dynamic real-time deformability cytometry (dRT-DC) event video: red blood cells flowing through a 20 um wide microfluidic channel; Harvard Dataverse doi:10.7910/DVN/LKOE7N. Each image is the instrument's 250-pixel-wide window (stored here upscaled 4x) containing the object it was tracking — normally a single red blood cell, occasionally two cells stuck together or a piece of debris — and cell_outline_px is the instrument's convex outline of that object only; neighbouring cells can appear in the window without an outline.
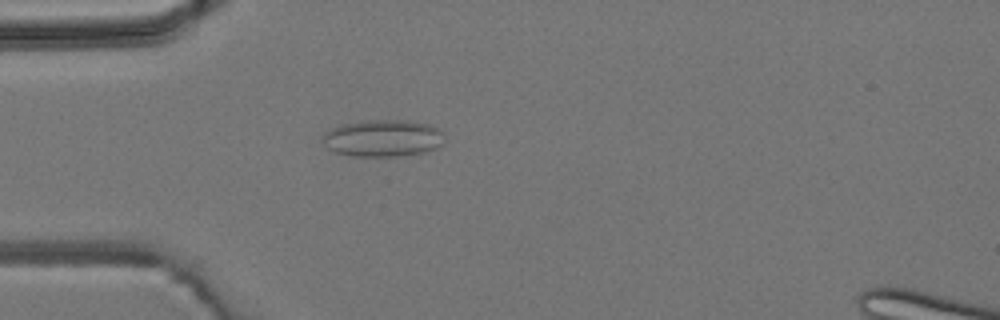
{"species": "common noctule bat (a hibernating species)", "species_latin": "Nyctalus noctula", "temperature_condition": "room temperature", "stored_images_in_passage": 4, "camera_frame_rate_fps": 3000, "um_per_image_px": 0.085, "animal": {"sex": "male", "body_mass_g": 19.2, "forearm_length_mm": 51.8}, "frame": {"image": 1, "passage_image": 4, "time_ms": 3.667, "image_size_px": [1000, 320], "cell_outline_px": [[444, 132], [440, 144], [436, 148], [424, 152], [396, 156], [352, 156], [336, 152], [328, 148], [324, 144], [324, 132], [344, 124], [368, 120], [408, 120], [428, 124]], "centroid_in_image_um": [32.55, 11.74], "position_along_channel_um": 52.4, "area_um2": 25.89}}